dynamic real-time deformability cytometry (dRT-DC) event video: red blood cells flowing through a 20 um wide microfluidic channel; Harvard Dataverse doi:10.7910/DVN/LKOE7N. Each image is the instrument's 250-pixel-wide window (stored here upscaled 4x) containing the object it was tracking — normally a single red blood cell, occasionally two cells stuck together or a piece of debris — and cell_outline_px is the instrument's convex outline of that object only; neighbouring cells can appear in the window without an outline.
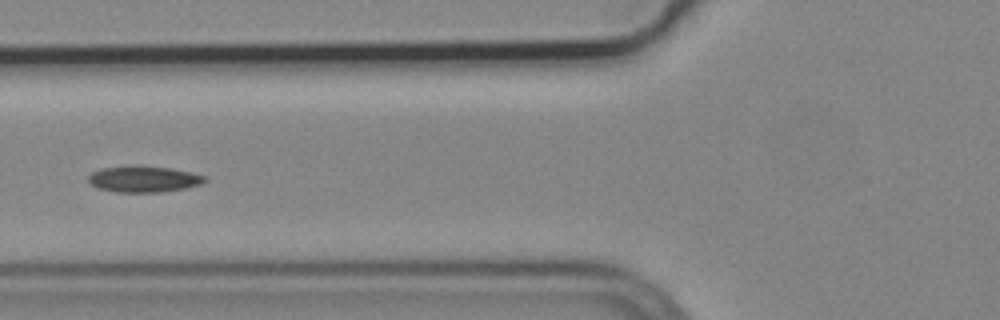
{"species": "common noctule bat (a hibernating species)", "species_latin": "Nyctalus noctula", "temperature_condition": "cold", "stored_images_in_passage": 6, "camera_frame_rate_fps": 3000, "um_per_image_px": 0.085, "animal": {"sex": "male", "body_mass_g": 19.2, "forearm_length_mm": 51.8}, "frame": {"image": 1, "passage_image": 3, "time_ms": 0.667, "image_size_px": [1000, 320], "cell_outline_px": [[208, 180], [200, 184], [184, 188], [160, 192], [116, 192], [100, 188], [92, 184], [88, 180], [88, 176], [92, 172], [100, 168], [172, 168], [208, 176]], "centroid_in_image_um": [12.27, 15.26], "position_along_channel_um": 113.5, "area_um2": 16.99}}
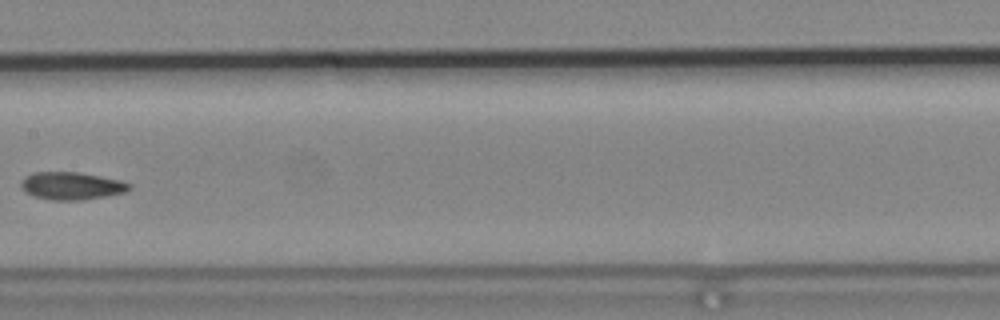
{"frame": {"image": 2, "passage_image": 5, "time_ms": 1.333, "image_size_px": [1000, 320], "cell_outline_px": [[132, 188], [124, 192], [84, 200], [52, 200], [32, 196], [20, 188], [20, 184], [24, 176], [32, 172], [76, 172], [100, 176], [120, 180], [132, 184]], "centroid_in_image_um": [6.04, 15.79], "position_along_channel_um": 201.4, "area_um2": 17.51}}
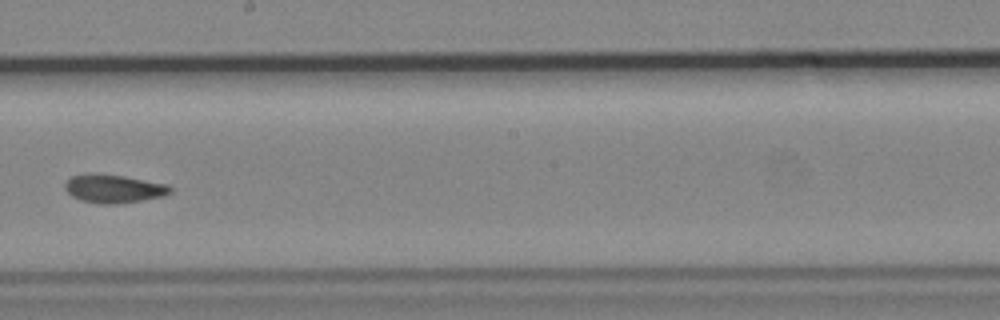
{"frame": {"image": 3, "passage_image": 6, "time_ms": 1.667, "image_size_px": [1000, 320], "cell_outline_px": [[172, 192], [164, 196], [116, 204], [100, 204], [80, 200], [72, 196], [64, 188], [64, 184], [72, 176], [88, 172], [124, 176], [168, 184], [172, 188]], "centroid_in_image_um": [9.65, 16.03], "position_along_channel_um": 238.5, "area_um2": 17.51}}